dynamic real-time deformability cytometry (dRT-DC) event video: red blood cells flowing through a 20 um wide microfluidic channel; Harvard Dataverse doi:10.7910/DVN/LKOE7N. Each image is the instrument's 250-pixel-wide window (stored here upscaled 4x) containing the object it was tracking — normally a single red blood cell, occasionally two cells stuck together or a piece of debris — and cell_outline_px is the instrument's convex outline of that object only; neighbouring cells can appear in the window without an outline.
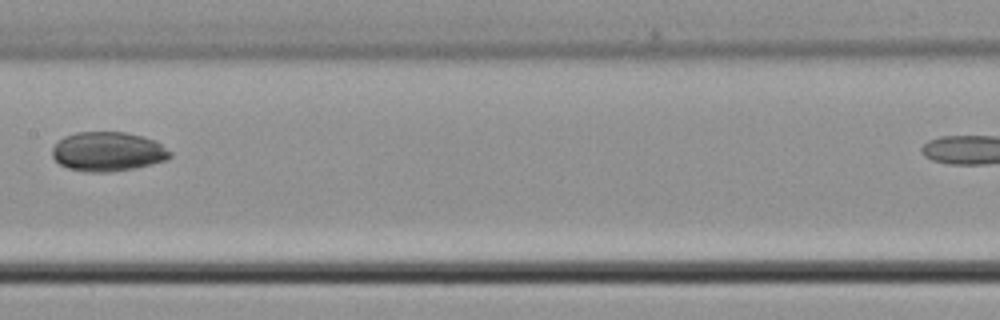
{"species": "common noctule bat (a hibernating species)", "species_latin": "Nyctalus noctula", "temperature_condition": "cold", "stored_images_in_passage": 6, "segment_of_instrument_passage": [1, 2], "camera_frame_rate_fps": 3000, "um_per_image_px": 0.085, "animal": {"sex": "male", "body_mass_g": 21.5, "forearm_length_mm": 52.0}, "frame": {"image": 1, "passage_image": 5, "time_ms": 1.333, "image_size_px": [1000, 320], "cell_outline_px": [[172, 156], [168, 160], [136, 168], [112, 172], [88, 172], [68, 168], [60, 164], [52, 156], [52, 148], [64, 136], [76, 132], [124, 132], [144, 136], [156, 140], [172, 152]], "centroid_in_image_um": [9.21, 12.88], "position_along_channel_um": 198.2, "area_um2": 27.28}}